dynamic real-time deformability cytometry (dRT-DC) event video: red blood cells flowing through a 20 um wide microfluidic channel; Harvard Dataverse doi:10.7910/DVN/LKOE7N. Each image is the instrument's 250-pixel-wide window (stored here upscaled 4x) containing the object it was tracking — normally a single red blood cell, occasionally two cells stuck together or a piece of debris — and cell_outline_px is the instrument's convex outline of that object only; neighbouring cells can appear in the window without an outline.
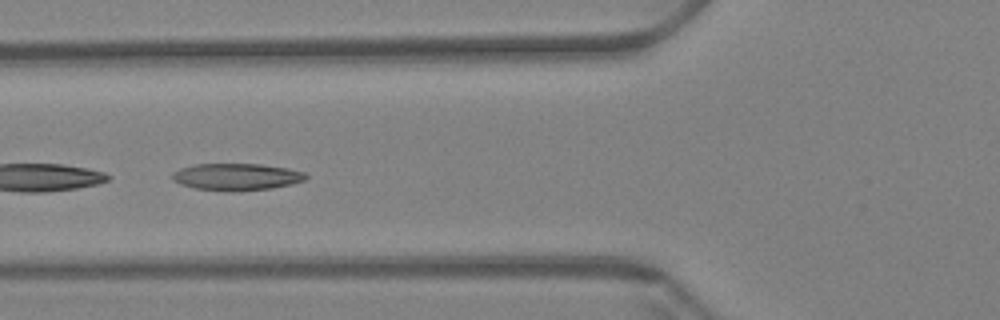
{"species": "Egyptian fruit bat (a non-hibernating species)", "species_latin": "Rousettus aegyptiacus", "temperature_condition": "warm", "stored_images_in_passage": 16, "camera_frame_rate_fps": 3000, "um_per_image_px": 0.085, "animal": {"sex": "female"}, "frame": {"image": 1, "passage_image": 12, "time_ms": 3.667, "image_size_px": [1000, 320], "cell_outline_px": [[308, 176], [304, 180], [292, 184], [272, 188], [232, 192], [228, 192], [196, 188], [180, 184], [172, 180], [172, 172], [180, 168], [196, 164], [260, 164], [288, 168], [304, 172]], "centroid_in_image_um": [20.1, 15.03], "position_along_channel_um": 105.7, "area_um2": 21.1}}